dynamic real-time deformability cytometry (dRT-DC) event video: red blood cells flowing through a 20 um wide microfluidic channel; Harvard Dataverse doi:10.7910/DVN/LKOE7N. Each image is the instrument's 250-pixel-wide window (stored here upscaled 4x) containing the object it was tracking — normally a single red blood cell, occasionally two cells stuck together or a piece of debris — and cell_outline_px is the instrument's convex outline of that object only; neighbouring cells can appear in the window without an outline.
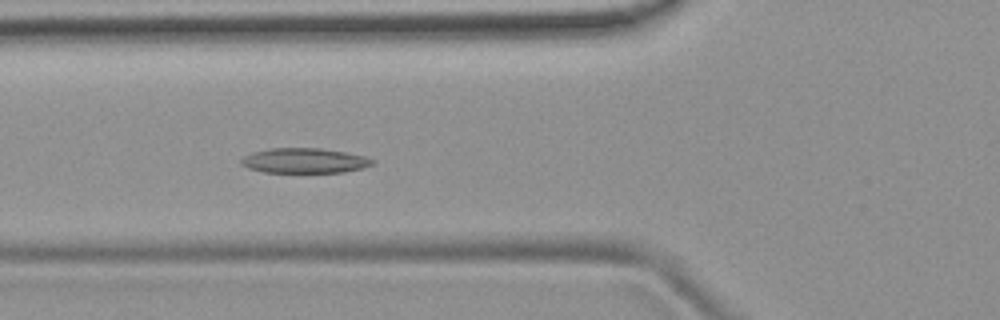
{"species": "common noctule bat (a hibernating species)", "species_latin": "Nyctalus noctula", "temperature_condition": "room temperature", "stored_images_in_passage": 54, "camera_frame_rate_fps": 3000, "um_per_image_px": 0.085, "animal": {"sex": "female", "body_mass_g": 19.9}, "frame": {"image": 1, "passage_image": 20, "time_ms": 6.333, "image_size_px": [1000, 320], "cell_outline_px": [[376, 160], [372, 164], [364, 168], [344, 172], [264, 172], [248, 168], [240, 164], [240, 160], [244, 156], [252, 152], [272, 148], [320, 148], [344, 152], [364, 156]], "centroid_in_image_um": [25.87, 13.65], "position_along_channel_um": 99.9, "area_um2": 19.07}}
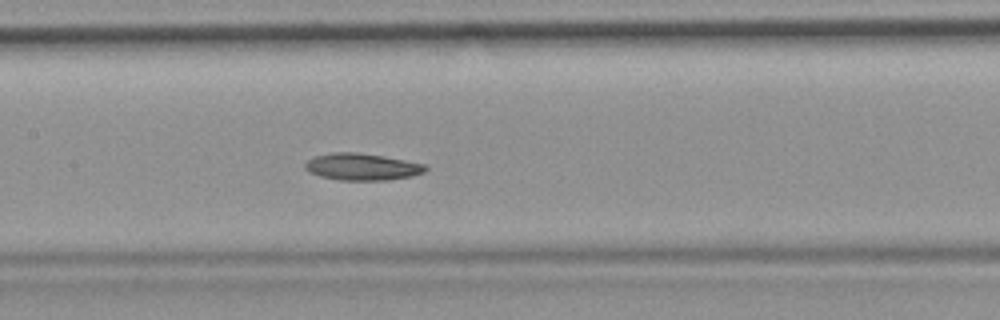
{"frame": {"image": 2, "passage_image": 26, "time_ms": 8.333, "image_size_px": [1000, 320], "cell_outline_px": [[428, 168], [424, 172], [412, 176], [388, 180], [340, 180], [320, 176], [308, 172], [304, 168], [304, 164], [308, 160], [316, 156], [332, 152], [356, 152], [384, 156], [424, 164]], "centroid_in_image_um": [30.76, 14.18], "position_along_channel_um": 176.6, "area_um2": 18.84}}
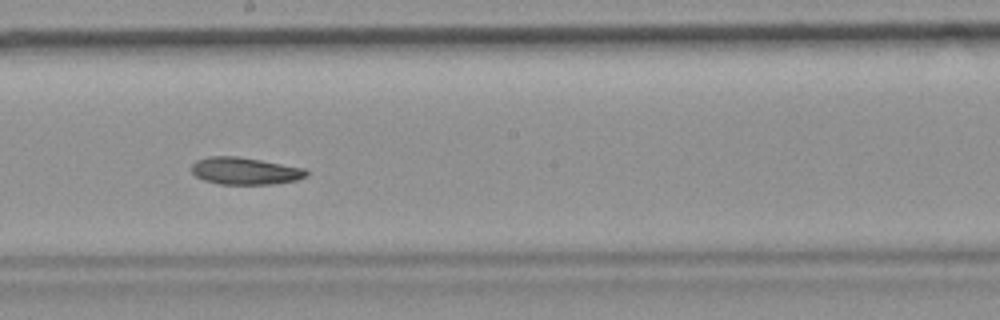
{"frame": {"image": 3, "passage_image": 30, "time_ms": 9.667, "image_size_px": [1000, 320], "cell_outline_px": [[308, 176], [296, 180], [272, 184], [220, 184], [204, 180], [196, 176], [192, 172], [192, 164], [196, 160], [208, 156], [236, 156], [260, 160], [304, 168], [308, 172]], "centroid_in_image_um": [20.81, 14.53], "position_along_channel_um": 227.4, "area_um2": 18.09}, "authors_computed_cell_mechanics": {"area_um2": 19.652, "velocity_mm_per_s": 3.8322, "shape_relaxation_time_tau1_ms": 9.2277, "shape_relaxation_time_tau2_ms": 9.3536, "deformation_change_tau1": 0.1676, "deformation_change_tau2": 0.1377}}